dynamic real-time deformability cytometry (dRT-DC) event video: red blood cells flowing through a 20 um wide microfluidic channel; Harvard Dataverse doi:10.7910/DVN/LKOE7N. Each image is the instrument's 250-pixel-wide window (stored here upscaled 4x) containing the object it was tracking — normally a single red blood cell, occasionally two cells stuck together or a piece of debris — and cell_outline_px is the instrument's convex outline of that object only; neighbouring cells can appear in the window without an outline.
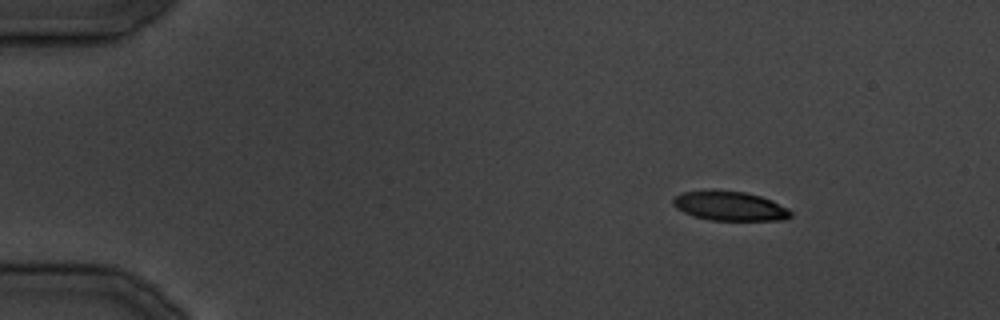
{"species": "common noctule bat (a hibernating species)", "species_latin": "Nyctalus noctula", "temperature_condition": "cold", "stored_images_in_passage": 20, "camera_frame_rate_fps": 3000, "um_per_image_px": 0.085, "animal": {"sex": "male", "body_mass_g": 19.5, "forearm_length_mm": 54.6}, "frame": {"image": 1, "passage_image": 1, "time_ms": 0.0, "image_size_px": [1000, 320], "cell_outline_px": [[792, 216], [784, 220], [708, 220], [692, 216], [676, 208], [672, 204], [672, 200], [676, 196], [684, 192], [712, 188], [716, 188], [744, 192], [760, 196], [772, 200], [788, 208], [792, 212]], "centroid_in_image_um": [62.01, 17.49], "position_along_channel_um": 23.0, "area_um2": 20.58}}
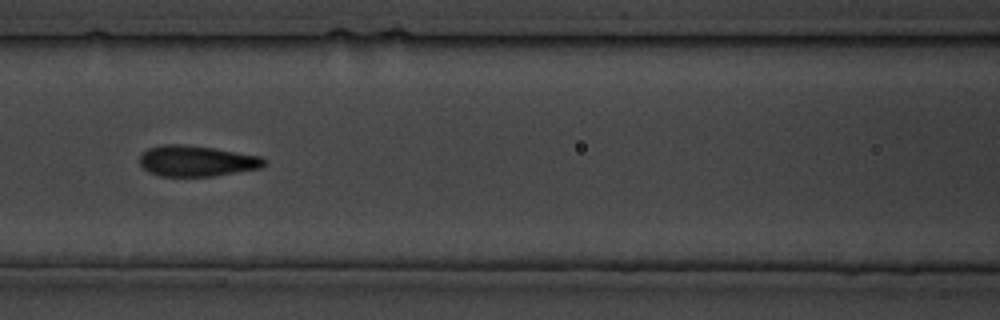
{"frame": {"image": 2, "passage_image": 12, "time_ms": 13.667, "image_size_px": [1000, 320], "cell_outline_px": [[268, 160], [260, 168], [216, 176], [160, 176], [148, 172], [140, 164], [140, 156], [148, 148], [164, 144], [184, 144], [212, 148], [264, 156]], "centroid_in_image_um": [16.74, 13.68], "position_along_channel_um": 149.9, "area_um2": 22.48}}
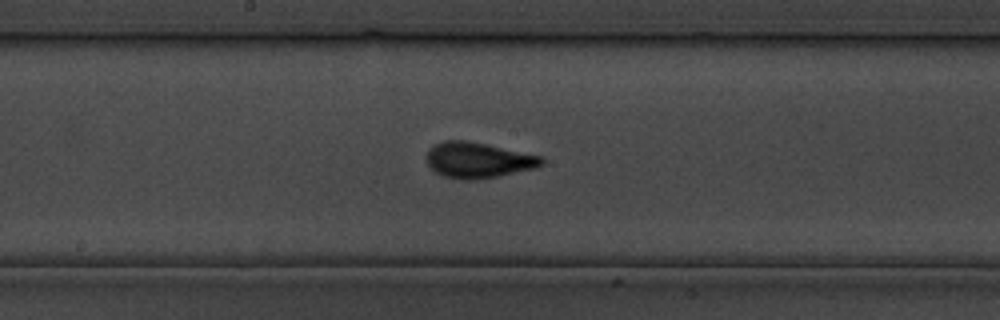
{"frame": {"image": 3, "passage_image": 15, "time_ms": 17.333, "image_size_px": [1000, 320], "cell_outline_px": [[544, 164], [536, 168], [496, 176], [472, 180], [464, 180], [444, 176], [436, 172], [428, 164], [428, 148], [444, 140], [464, 140], [544, 156]], "centroid_in_image_um": [40.67, 13.61], "position_along_channel_um": 207.5, "area_um2": 23.64}}